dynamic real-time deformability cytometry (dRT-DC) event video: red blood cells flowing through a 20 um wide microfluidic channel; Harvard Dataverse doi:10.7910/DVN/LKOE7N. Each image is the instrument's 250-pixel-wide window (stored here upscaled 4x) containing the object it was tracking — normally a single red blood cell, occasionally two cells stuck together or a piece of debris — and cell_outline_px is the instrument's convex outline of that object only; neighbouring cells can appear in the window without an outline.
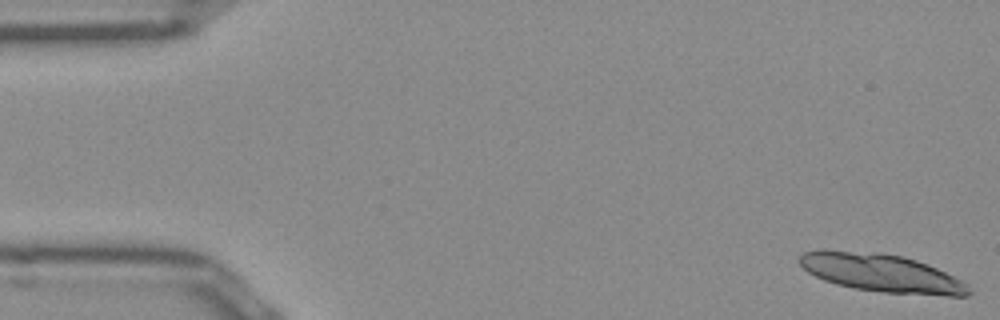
{"species": "Egyptian fruit bat (a non-hibernating species)", "species_latin": "Rousettus aegyptiacus", "temperature_condition": "room temperature", "stored_images_in_passage": 14, "camera_frame_rate_fps": 3000, "um_per_image_px": 0.085, "frame": {"image": 1, "passage_image": 1, "time_ms": 0.0, "image_size_px": [1000, 320], "cell_outline_px": [[972, 292], [968, 296], [948, 296], [884, 292], [852, 288], [836, 284], [824, 280], [808, 272], [800, 264], [800, 256], [804, 252], [820, 248], [824, 248], [880, 252], [900, 256], [916, 260], [936, 268], [968, 284]], "centroid_in_image_um": [74.89, 23.18], "position_along_channel_um": 10.1, "area_um2": 37.8}}